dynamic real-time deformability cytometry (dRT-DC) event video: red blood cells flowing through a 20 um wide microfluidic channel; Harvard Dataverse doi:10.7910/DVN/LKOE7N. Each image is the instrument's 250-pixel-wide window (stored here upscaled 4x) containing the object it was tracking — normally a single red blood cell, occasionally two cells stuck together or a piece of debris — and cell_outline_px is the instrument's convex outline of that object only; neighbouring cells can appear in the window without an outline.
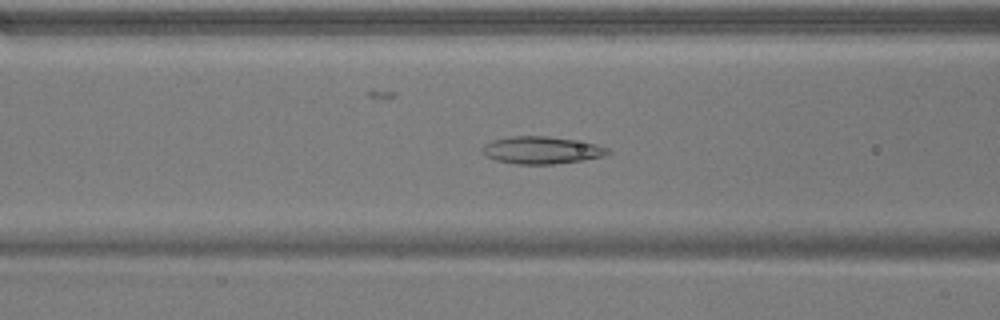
{"species": "common noctule bat (a hibernating species)", "species_latin": "Nyctalus noctula", "temperature_condition": "warm", "stored_images_in_passage": 53, "camera_frame_rate_fps": 3000, "um_per_image_px": 0.085, "animal": {"sex": "male", "body_mass_g": 17.9}, "frame": {"image": 1, "passage_image": 20, "time_ms": 6.333, "image_size_px": [1000, 320], "cell_outline_px": [[612, 152], [604, 156], [584, 160], [552, 164], [516, 164], [496, 160], [488, 156], [484, 152], [484, 144], [492, 140], [508, 136], [548, 136], [596, 144], [608, 148]], "centroid_in_image_um": [46.06, 12.76], "position_along_channel_um": 120.5, "area_um2": 19.83}}
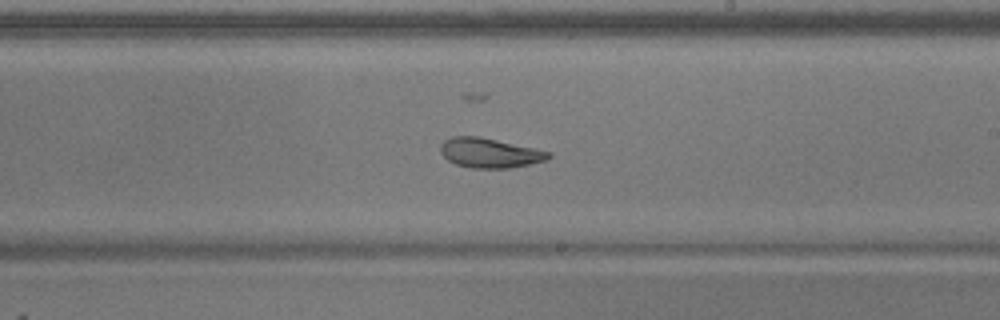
{"frame": {"image": 2, "passage_image": 30, "time_ms": 9.667, "image_size_px": [1000, 320], "cell_outline_px": [[552, 156], [548, 160], [508, 168], [472, 168], [456, 164], [448, 160], [440, 152], [440, 144], [444, 140], [452, 136], [480, 136], [536, 148], [552, 152]], "centroid_in_image_um": [41.64, 12.98], "position_along_channel_um": 247.4, "area_um2": 18.84}}
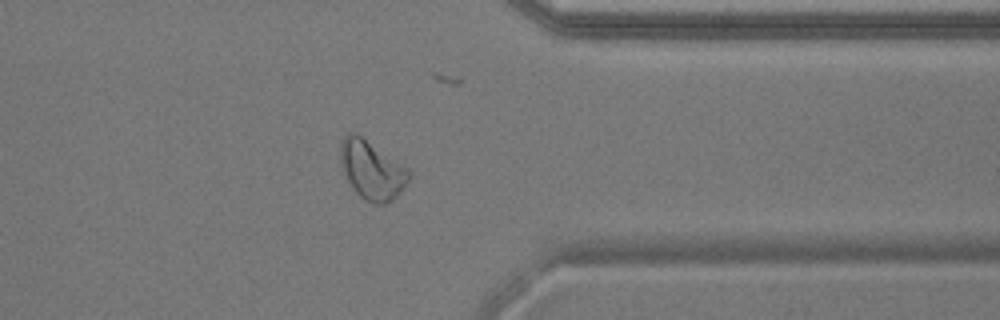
{"frame": {"image": 3, "passage_image": 41, "time_ms": 13.333, "image_size_px": [1000, 320], "cell_outline_px": [[412, 176], [400, 192], [392, 200], [384, 204], [376, 204], [364, 200], [352, 188], [340, 164], [340, 144], [344, 136], [348, 132], [356, 132], [408, 168]], "centroid_in_image_um": [31.6, 14.44], "position_along_channel_um": 379.8, "area_um2": 23.47}, "authors_computed_cell_mechanics": {"area_um2": 22.9466, "velocity_mm_per_s": 3.8069, "shape_relaxation_time_tau1_ms": 9.013, "shape_relaxation_time_tau2_ms": 1.8766, "deformation_change_tau1": 0.1767, "deformation_change_tau2": 0.0617}}